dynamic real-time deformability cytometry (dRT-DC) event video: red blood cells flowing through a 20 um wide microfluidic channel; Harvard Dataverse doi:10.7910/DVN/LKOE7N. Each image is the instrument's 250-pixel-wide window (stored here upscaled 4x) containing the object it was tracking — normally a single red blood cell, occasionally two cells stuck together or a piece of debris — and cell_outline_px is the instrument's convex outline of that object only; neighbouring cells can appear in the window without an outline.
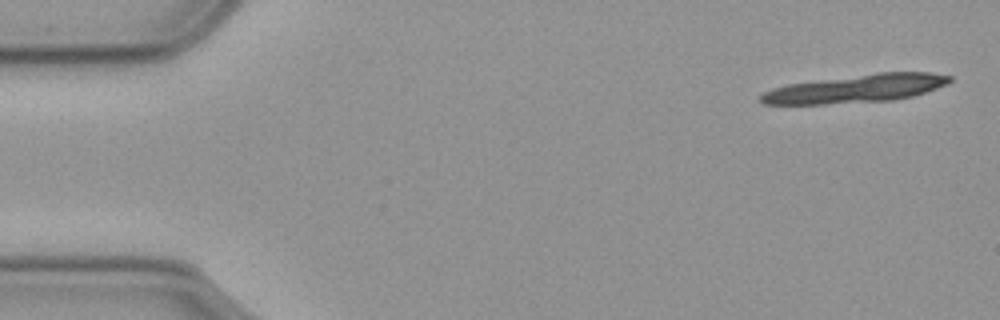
{"species": "common noctule bat (a hibernating species)", "species_latin": "Nyctalus noctula", "temperature_condition": "cold", "stored_images_in_passage": 21, "camera_frame_rate_fps": 3000, "um_per_image_px": 0.085, "animal": {"sex": "male", "body_mass_g": 23.1, "forearm_length_mm": 52.7}, "frame": {"image": 1, "passage_image": 2, "time_ms": 0.333, "image_size_px": [1000, 320], "cell_outline_px": [[952, 80], [948, 84], [912, 96], [892, 100], [824, 104], [760, 104], [760, 96], [764, 92], [788, 84], [876, 72], [928, 72], [952, 76]], "centroid_in_image_um": [72.78, 7.52], "position_along_channel_um": 12.2, "area_um2": 30.69}}